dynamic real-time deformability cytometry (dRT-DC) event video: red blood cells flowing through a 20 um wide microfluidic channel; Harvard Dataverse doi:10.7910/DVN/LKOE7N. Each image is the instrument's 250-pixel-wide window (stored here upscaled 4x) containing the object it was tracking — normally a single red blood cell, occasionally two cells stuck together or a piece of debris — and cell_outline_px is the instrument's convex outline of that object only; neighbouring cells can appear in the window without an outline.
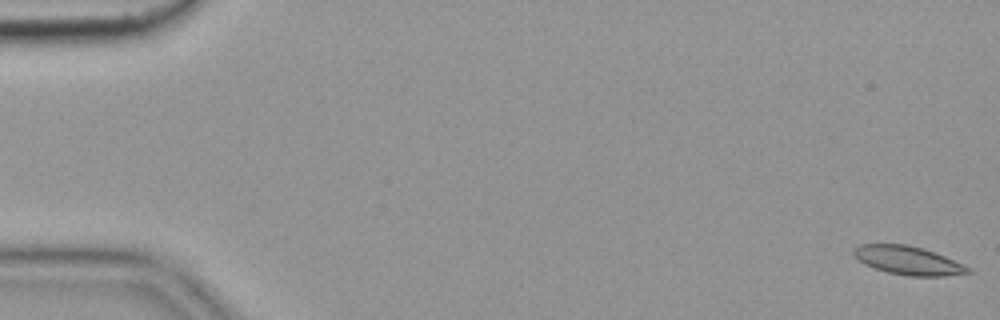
{"species": "common noctule bat (a hibernating species)", "species_latin": "Nyctalus noctula", "temperature_condition": "cold", "stored_images_in_passage": 56, "camera_frame_rate_fps": 3000, "um_per_image_px": 0.085, "animal": {"sex": "female", "body_mass_g": 19.9}, "frame": {"image": 1, "passage_image": 1, "time_ms": 0.0, "image_size_px": [1000, 320], "cell_outline_px": [[972, 272], [944, 276], [908, 276], [888, 272], [864, 264], [852, 252], [860, 244], [904, 244], [924, 248], [936, 252], [972, 268]], "centroid_in_image_um": [77.24, 22.14], "position_along_channel_um": 7.8, "area_um2": 18.9}}
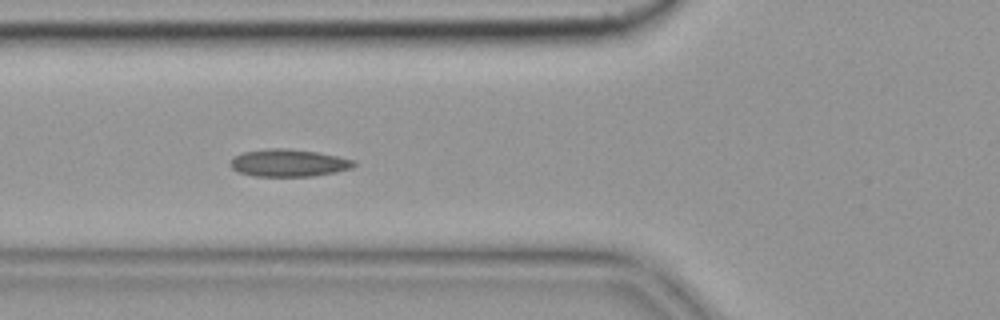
{"frame": {"image": 2, "passage_image": 21, "time_ms": 6.667, "image_size_px": [1000, 320], "cell_outline_px": [[356, 164], [352, 168], [336, 172], [312, 176], [256, 176], [240, 172], [232, 168], [228, 164], [232, 156], [244, 152], [268, 148], [284, 148], [316, 152], [356, 160]], "centroid_in_image_um": [24.52, 13.84], "position_along_channel_um": 101.3, "area_um2": 19.71}}
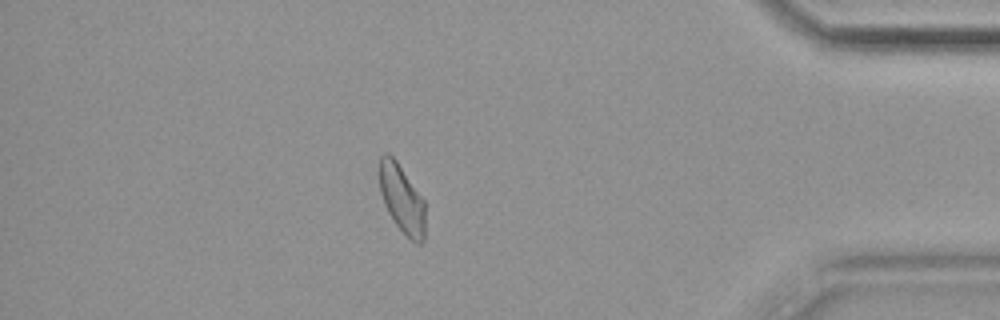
{"frame": {"image": 3, "passage_image": 49, "time_ms": 16.0, "image_size_px": [1000, 320], "cell_outline_px": [[424, 240], [420, 244], [416, 244], [396, 224], [388, 212], [384, 204], [380, 192], [380, 156], [384, 152], [388, 152], [396, 160], [424, 200]], "centroid_in_image_um": [34.15, 16.89], "position_along_channel_um": 401.1, "area_um2": 17.92}, "authors_computed_cell_mechanics": {"area_um2": 18.9873, "velocity_mm_per_s": 3.6146, "shape_relaxation_time_tau1_ms": null, "shape_relaxation_time_tau2_ms": 2.3062, "deformation_change_tau1": null, "deformation_change_tau2": 0.0751}}